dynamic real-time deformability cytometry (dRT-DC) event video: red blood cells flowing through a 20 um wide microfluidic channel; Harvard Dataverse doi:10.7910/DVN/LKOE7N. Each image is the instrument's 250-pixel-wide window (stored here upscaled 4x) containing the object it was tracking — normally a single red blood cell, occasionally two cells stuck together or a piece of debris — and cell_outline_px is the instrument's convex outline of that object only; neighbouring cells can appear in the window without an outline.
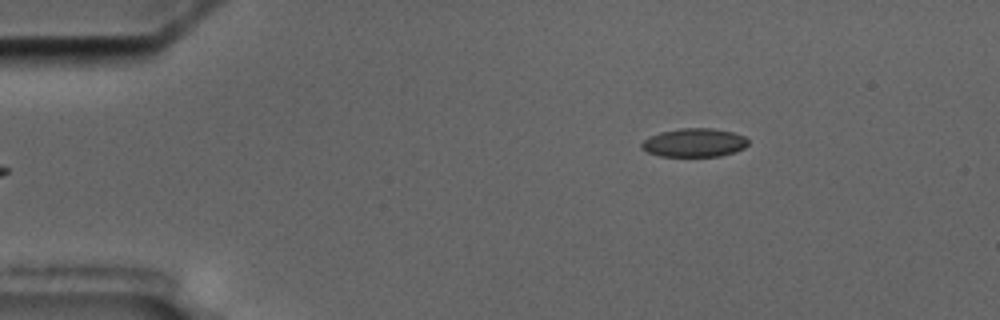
{"species": "common noctule bat (a hibernating species)", "species_latin": "Nyctalus noctula", "temperature_condition": "cold", "stored_images_in_passage": 5, "camera_frame_rate_fps": 3000, "um_per_image_px": 0.085, "animal": {"sex": "male", "body_mass_g": 17.5, "forearm_length_mm": 52.3}, "frame": {"image": 1, "passage_image": 5, "time_ms": 4.667, "image_size_px": [1000, 320], "cell_outline_px": [[748, 144], [744, 148], [736, 152], [720, 156], [660, 156], [648, 152], [640, 148], [640, 144], [644, 140], [660, 132], [680, 128], [712, 128], [732, 132], [744, 136], [748, 140]], "centroid_in_image_um": [59.02, 12.13], "position_along_channel_um": 26.0, "area_um2": 17.74}}